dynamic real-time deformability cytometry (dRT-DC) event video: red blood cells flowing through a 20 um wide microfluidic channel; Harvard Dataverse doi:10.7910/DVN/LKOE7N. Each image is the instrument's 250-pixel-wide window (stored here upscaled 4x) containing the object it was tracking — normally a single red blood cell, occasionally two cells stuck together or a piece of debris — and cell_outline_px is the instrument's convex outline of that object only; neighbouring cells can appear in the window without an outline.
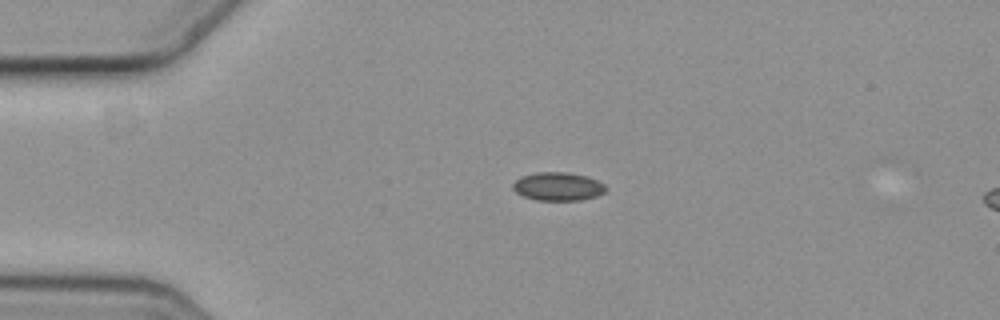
{"species": "common noctule bat (a hibernating species)", "species_latin": "Nyctalus noctula", "temperature_condition": "cold", "stored_images_in_passage": 5, "segment_of_instrument_passage": [1, 2], "camera_frame_rate_fps": 3000, "um_per_image_px": 0.085, "animal": {"sex": "female", "body_mass_g": 19.3, "forearm_length_mm": 54.1}, "frame": {"image": 1, "passage_image": 3, "time_ms": 0.667, "image_size_px": [1000, 320], "cell_outline_px": [[608, 188], [604, 192], [596, 196], [580, 200], [536, 200], [524, 196], [516, 192], [512, 188], [512, 184], [520, 176], [536, 172], [568, 172], [588, 176], [604, 184]], "centroid_in_image_um": [47.42, 15.84], "position_along_channel_um": 37.6, "area_um2": 15.43}}